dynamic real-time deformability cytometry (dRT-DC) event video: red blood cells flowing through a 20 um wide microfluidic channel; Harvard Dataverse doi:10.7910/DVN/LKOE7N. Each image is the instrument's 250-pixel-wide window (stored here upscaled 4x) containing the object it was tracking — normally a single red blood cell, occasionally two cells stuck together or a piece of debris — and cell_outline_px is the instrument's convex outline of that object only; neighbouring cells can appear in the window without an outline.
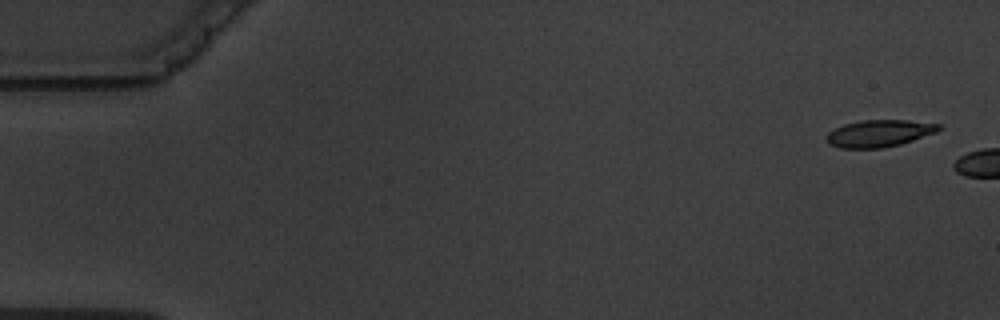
{"species": "common noctule bat (a hibernating species)", "species_latin": "Nyctalus noctula", "temperature_condition": "warm", "stored_images_in_passage": 2, "camera_frame_rate_fps": 3000, "um_per_image_px": 0.085, "animal": {"sex": "male", "body_mass_g": 19.5, "forearm_length_mm": 54.6}, "frame": {"image": 1, "passage_image": 1, "time_ms": 0.0, "image_size_px": [1000, 320], "cell_outline_px": [[940, 128], [936, 132], [900, 144], [880, 148], [840, 148], [828, 144], [824, 136], [828, 132], [844, 124], [860, 120], [908, 120], [940, 124]], "centroid_in_image_um": [74.67, 11.33], "position_along_channel_um": 10.3, "area_um2": 17.63}}